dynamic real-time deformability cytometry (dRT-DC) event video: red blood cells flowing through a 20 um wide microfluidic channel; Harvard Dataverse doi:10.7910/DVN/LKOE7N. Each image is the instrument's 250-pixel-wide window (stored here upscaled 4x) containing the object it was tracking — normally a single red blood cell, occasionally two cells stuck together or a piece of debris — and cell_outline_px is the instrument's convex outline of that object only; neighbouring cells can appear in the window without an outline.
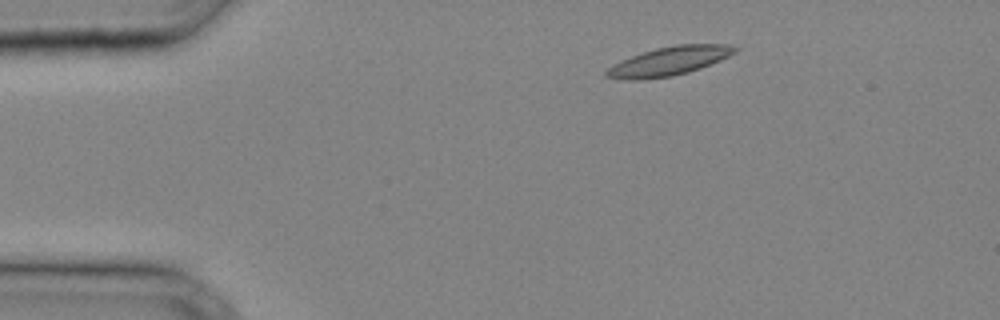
{"species": "common noctule bat (a hibernating species)", "species_latin": "Nyctalus noctula", "temperature_condition": "cold", "stored_images_in_passage": 27, "camera_frame_rate_fps": 3000, "um_per_image_px": 0.085, "animal": {"sex": "male", "body_mass_g": 20.4}, "frame": {"image": 1, "passage_image": 2, "time_ms": 0.333, "image_size_px": [1000, 320], "cell_outline_px": [[740, 48], [736, 52], [720, 60], [700, 68], [688, 72], [672, 76], [640, 80], [624, 80], [604, 76], [604, 72], [608, 68], [620, 60], [656, 48], [676, 44], [728, 44]], "centroid_in_image_um": [56.86, 5.2], "position_along_channel_um": 28.1, "area_um2": 21.56}}
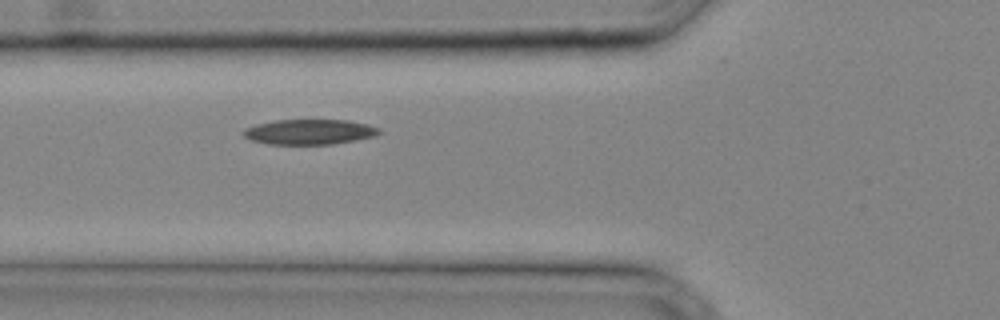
{"frame": {"image": 2, "passage_image": 9, "time_ms": 2.667, "image_size_px": [1000, 320], "cell_outline_px": [[380, 132], [376, 136], [332, 144], [268, 144], [252, 140], [244, 136], [240, 132], [244, 128], [256, 124], [276, 120], [348, 120], [368, 124], [380, 128]], "centroid_in_image_um": [26.29, 11.2], "position_along_channel_um": 99.5, "area_um2": 19.94}}
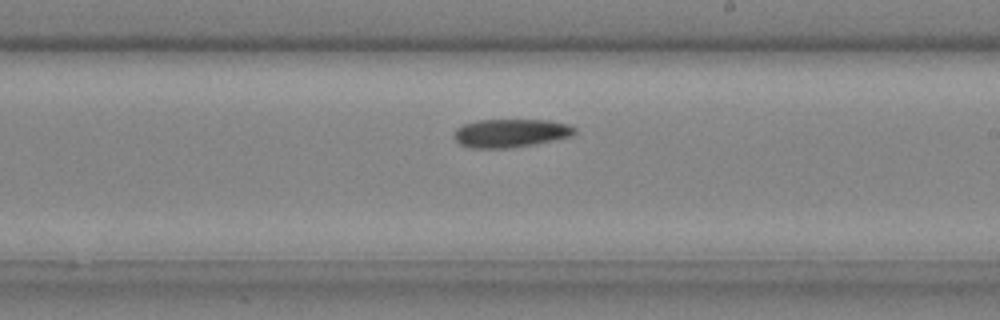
{"frame": {"image": 3, "passage_image": 17, "time_ms": 5.333, "image_size_px": [1000, 320], "cell_outline_px": [[576, 132], [572, 136], [512, 148], [468, 148], [460, 144], [452, 136], [456, 128], [464, 124], [476, 120], [548, 120], [568, 124], [576, 128]], "centroid_in_image_um": [43.37, 11.31], "position_along_channel_um": 245.6, "area_um2": 20.0}}